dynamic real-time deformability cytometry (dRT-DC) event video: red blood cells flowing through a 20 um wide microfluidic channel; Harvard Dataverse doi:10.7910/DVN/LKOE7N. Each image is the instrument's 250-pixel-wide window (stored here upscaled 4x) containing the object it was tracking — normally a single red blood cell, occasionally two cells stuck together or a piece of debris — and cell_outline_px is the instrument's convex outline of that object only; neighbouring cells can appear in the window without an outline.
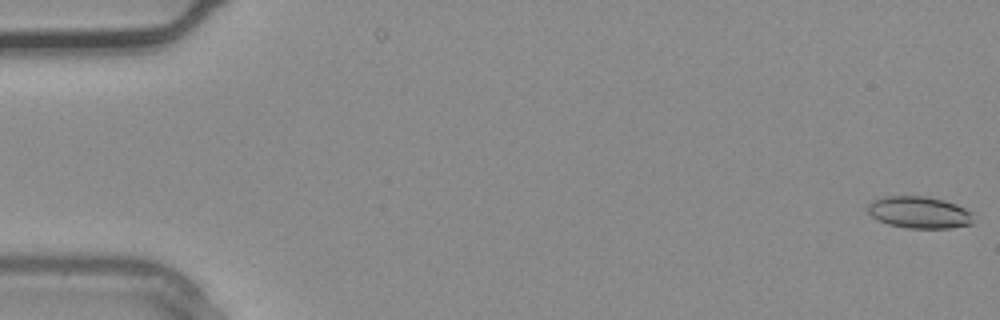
{"species": "common noctule bat (a hibernating species)", "species_latin": "Nyctalus noctula", "temperature_condition": "warm", "stored_images_in_passage": 4, "camera_frame_rate_fps": 3000, "um_per_image_px": 0.085, "animal": {"sex": "male", "body_mass_g": 20.4}, "frame": {"image": 1, "passage_image": 1, "time_ms": 0.0, "image_size_px": [1000, 320], "cell_outline_px": [[972, 224], [952, 228], [908, 228], [888, 224], [872, 216], [868, 212], [868, 204], [872, 200], [884, 196], [924, 196], [944, 200], [956, 204], [972, 212]], "centroid_in_image_um": [78.14, 18.05], "position_along_channel_um": 6.9, "area_um2": 19.59}}
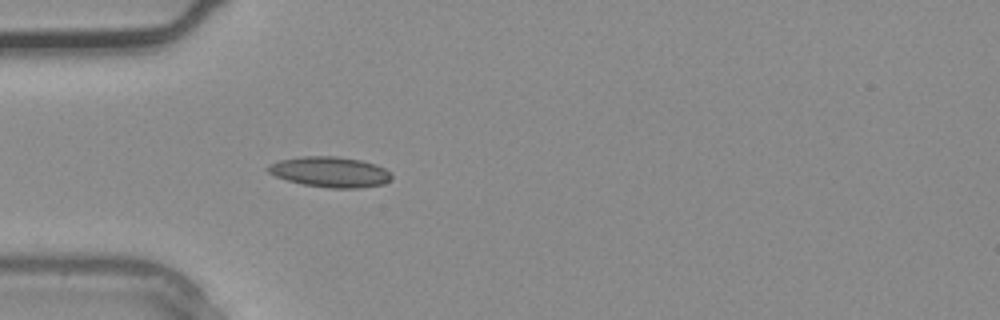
{"frame": {"image": 2, "passage_image": 4, "time_ms": 1.0, "image_size_px": [1000, 320], "cell_outline_px": [[392, 180], [384, 184], [360, 188], [328, 188], [304, 184], [288, 180], [276, 176], [268, 172], [264, 168], [280, 160], [304, 156], [340, 156], [360, 160], [376, 164], [392, 172]], "centroid_in_image_um": [28.12, 14.61], "position_along_channel_um": 56.9, "area_um2": 22.02}}